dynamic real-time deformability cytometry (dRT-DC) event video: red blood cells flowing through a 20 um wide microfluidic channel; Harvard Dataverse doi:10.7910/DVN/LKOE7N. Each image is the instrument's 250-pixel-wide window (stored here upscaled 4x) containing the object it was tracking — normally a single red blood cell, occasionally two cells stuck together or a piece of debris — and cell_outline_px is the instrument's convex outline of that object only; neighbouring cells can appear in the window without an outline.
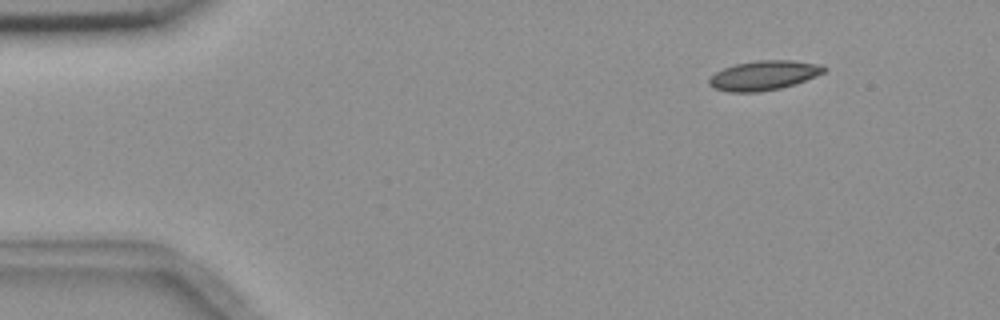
{"species": "common noctule bat (a hibernating species)", "species_latin": "Nyctalus noctula", "temperature_condition": "room temperature", "stored_images_in_passage": 3, "segment_of_instrument_passage": [2, 2], "camera_frame_rate_fps": 3000, "um_per_image_px": 0.085, "animal": {"sex": "female", "body_mass_g": 18.4}, "frame": {"image": 1, "passage_image": 3, "time_ms": 2.333, "image_size_px": [1000, 320], "cell_outline_px": [[828, 68], [824, 72], [816, 76], [780, 88], [760, 92], [728, 92], [712, 88], [708, 84], [708, 80], [716, 72], [724, 68], [736, 64], [756, 60], [792, 60], [824, 64]], "centroid_in_image_um": [64.93, 6.4], "position_along_channel_um": 20.1, "area_um2": 19.83}}